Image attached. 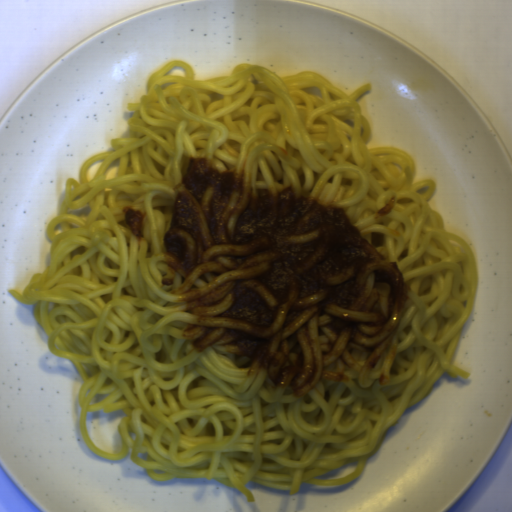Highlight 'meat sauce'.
<instances>
[{"label":"meat sauce","mask_w":512,"mask_h":512,"mask_svg":"<svg viewBox=\"0 0 512 512\" xmlns=\"http://www.w3.org/2000/svg\"><path fill=\"white\" fill-rule=\"evenodd\" d=\"M163 246L193 349L294 398L375 365L409 302L401 265L338 203L254 190L204 156L175 186Z\"/></svg>","instance_id":"452cab56"},{"label":"meat sauce","mask_w":512,"mask_h":512,"mask_svg":"<svg viewBox=\"0 0 512 512\" xmlns=\"http://www.w3.org/2000/svg\"><path fill=\"white\" fill-rule=\"evenodd\" d=\"M123 218L125 227L135 238H142L144 234L143 214L133 206H127L123 209Z\"/></svg>","instance_id":"419fd0ea"},{"label":"meat sauce","mask_w":512,"mask_h":512,"mask_svg":"<svg viewBox=\"0 0 512 512\" xmlns=\"http://www.w3.org/2000/svg\"><path fill=\"white\" fill-rule=\"evenodd\" d=\"M394 205V199H391L390 201H388L382 208H380L378 211H377V214L379 216H386L389 214V212L391 211L392 207Z\"/></svg>","instance_id":"5fd34fe4"}]
</instances>
